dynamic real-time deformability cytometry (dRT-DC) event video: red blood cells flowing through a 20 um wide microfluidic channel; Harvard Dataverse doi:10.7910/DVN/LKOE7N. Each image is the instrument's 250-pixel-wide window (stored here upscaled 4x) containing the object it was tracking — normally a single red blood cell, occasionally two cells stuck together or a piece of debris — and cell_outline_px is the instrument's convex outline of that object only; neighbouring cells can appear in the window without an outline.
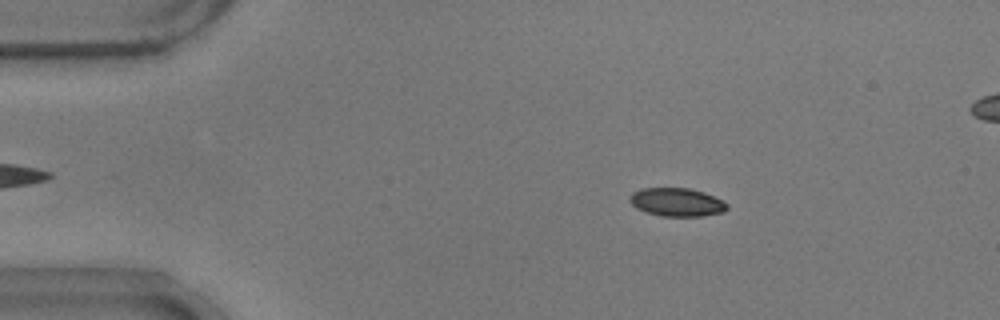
{"species": "common noctule bat (a hibernating species)", "species_latin": "Nyctalus noctula", "temperature_condition": "warm", "stored_images_in_passage": 55, "segment_of_instrument_passage": [1, 2], "camera_frame_rate_fps": 3000, "um_per_image_px": 0.085, "animal": {"sex": "male", "body_mass_g": 17.9}, "frame": {"image": 1, "passage_image": 9, "time_ms": 2.667, "image_size_px": [1000, 320], "cell_outline_px": [[728, 208], [724, 212], [704, 216], [660, 216], [636, 208], [628, 200], [632, 192], [640, 188], [688, 188], [704, 192], [724, 200], [728, 204]], "centroid_in_image_um": [57.55, 17.18], "position_along_channel_um": 27.5, "area_um2": 16.24}}
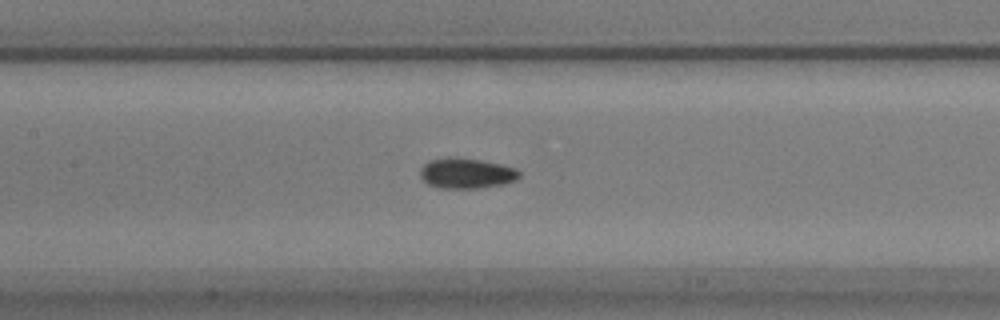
{"frame": {"image": 2, "passage_image": 25, "time_ms": 8.0, "image_size_px": [1000, 320], "cell_outline_px": [[520, 176], [516, 180], [504, 184], [480, 188], [440, 188], [428, 184], [420, 176], [420, 168], [428, 160], [448, 156], [480, 160], [500, 164], [516, 168], [520, 172]], "centroid_in_image_um": [39.63, 14.72], "position_along_channel_um": 167.8, "area_um2": 17.69}}
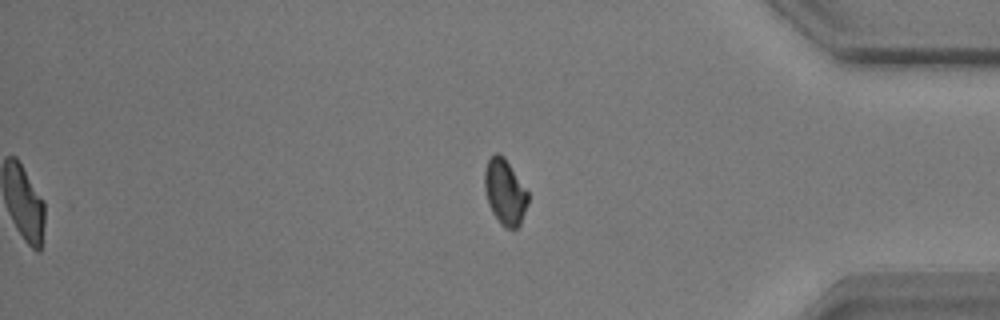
{"frame": {"image": 3, "passage_image": 45, "time_ms": 14.667, "image_size_px": [1000, 320], "cell_outline_px": [[528, 204], [520, 224], [516, 228], [504, 228], [500, 224], [492, 212], [488, 204], [484, 188], [484, 168], [488, 160], [496, 152], [500, 152], [504, 156], [528, 192]], "centroid_in_image_um": [42.9, 16.31], "position_along_channel_um": 392.3, "area_um2": 16.7}}